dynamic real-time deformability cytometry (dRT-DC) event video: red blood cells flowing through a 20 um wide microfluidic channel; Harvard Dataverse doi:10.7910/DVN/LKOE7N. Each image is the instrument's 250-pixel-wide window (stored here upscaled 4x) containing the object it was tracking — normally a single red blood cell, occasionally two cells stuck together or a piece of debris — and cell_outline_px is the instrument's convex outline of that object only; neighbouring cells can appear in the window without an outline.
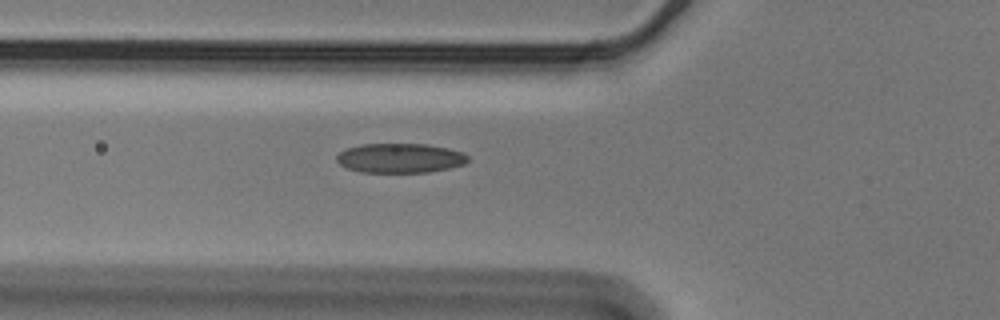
{"species": "Egyptian fruit bat (a non-hibernating species)", "species_latin": "Rousettus aegyptiacus", "temperature_condition": "cold", "stored_images_in_passage": 39, "camera_frame_rate_fps": 3000, "um_per_image_px": 0.085, "animal": {"sex": "male"}, "frame": {"image": 1, "passage_image": 3, "time_ms": 0.667, "image_size_px": [1000, 320], "cell_outline_px": [[468, 160], [464, 164], [448, 168], [428, 172], [360, 172], [348, 168], [340, 164], [336, 160], [336, 156], [340, 152], [348, 148], [360, 144], [428, 144], [448, 148], [464, 152], [468, 156]], "centroid_in_image_um": [34.02, 13.43], "position_along_channel_um": 91.8, "area_um2": 22.54}}
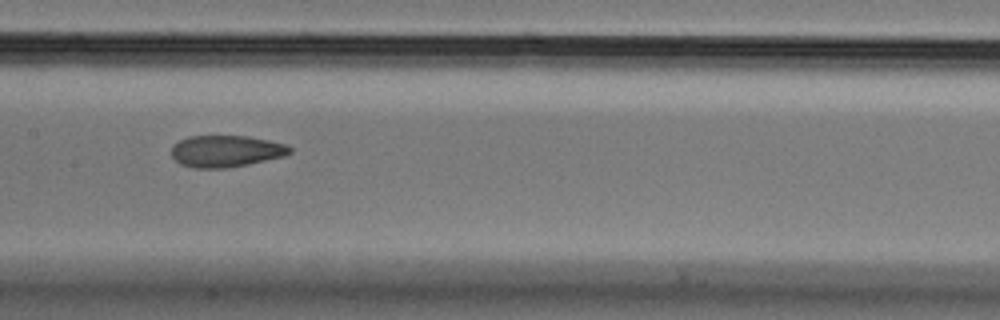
{"frame": {"image": 2, "passage_image": 11, "time_ms": 3.333, "image_size_px": [1000, 320], "cell_outline_px": [[292, 152], [284, 156], [248, 164], [228, 168], [192, 168], [180, 164], [172, 156], [172, 144], [188, 136], [248, 136], [268, 140], [284, 144], [292, 148]], "centroid_in_image_um": [19.19, 12.85], "position_along_channel_um": 188.2, "area_um2": 21.91}}
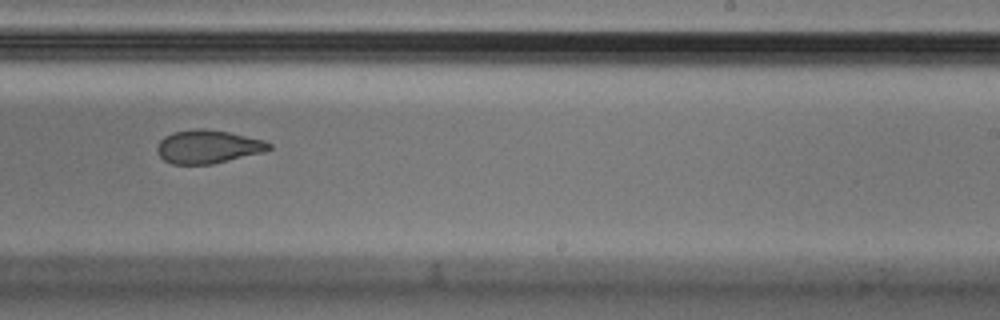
{"frame": {"image": 3, "passage_image": 18, "time_ms": 5.667, "image_size_px": [1000, 320], "cell_outline_px": [[272, 148], [264, 152], [212, 164], [172, 164], [164, 160], [160, 156], [156, 148], [160, 140], [164, 136], [172, 132], [196, 128], [200, 128], [228, 132], [264, 140], [272, 144]], "centroid_in_image_um": [17.67, 12.47], "position_along_channel_um": 271.3, "area_um2": 21.73}, "authors_computed_cell_mechanics": {"area_um2": 22.7154, "velocity_mm_per_s": 3.5762, "shape_relaxation_time_tau1_ms": 9.4061, "shape_relaxation_time_tau2_ms": 2.5179, "deformation_change_tau1": 0.1864, "deformation_change_tau2": 0.0918}}